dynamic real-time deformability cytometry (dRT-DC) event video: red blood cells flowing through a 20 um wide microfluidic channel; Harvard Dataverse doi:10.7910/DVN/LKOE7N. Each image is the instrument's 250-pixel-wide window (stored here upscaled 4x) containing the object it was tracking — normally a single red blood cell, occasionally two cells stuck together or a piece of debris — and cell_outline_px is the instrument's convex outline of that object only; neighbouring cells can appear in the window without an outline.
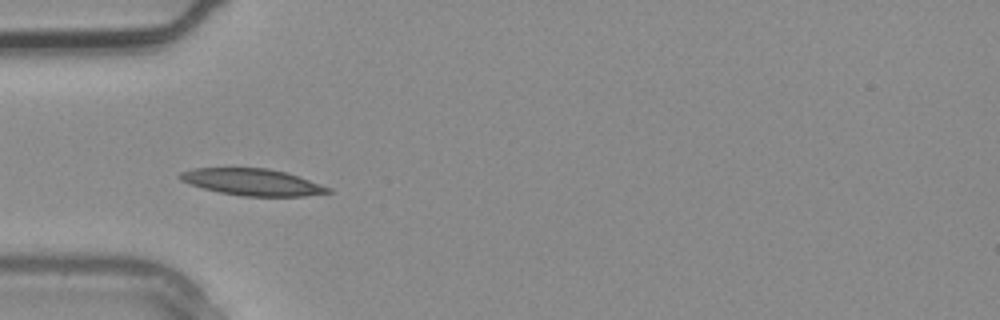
{"species": "common noctule bat (a hibernating species)", "species_latin": "Nyctalus noctula", "temperature_condition": "warm", "stored_images_in_passage": 5, "camera_frame_rate_fps": 3000, "um_per_image_px": 0.085, "animal": {"sex": "male", "body_mass_g": 20.4}, "frame": {"image": 1, "passage_image": 5, "time_ms": 1.333, "image_size_px": [1000, 320], "cell_outline_px": [[332, 192], [304, 196], [244, 196], [220, 192], [204, 188], [180, 180], [176, 176], [180, 172], [192, 168], [268, 168], [284, 172], [332, 188]], "centroid_in_image_um": [21.42, 15.47], "position_along_channel_um": 63.6, "area_um2": 22.77}}